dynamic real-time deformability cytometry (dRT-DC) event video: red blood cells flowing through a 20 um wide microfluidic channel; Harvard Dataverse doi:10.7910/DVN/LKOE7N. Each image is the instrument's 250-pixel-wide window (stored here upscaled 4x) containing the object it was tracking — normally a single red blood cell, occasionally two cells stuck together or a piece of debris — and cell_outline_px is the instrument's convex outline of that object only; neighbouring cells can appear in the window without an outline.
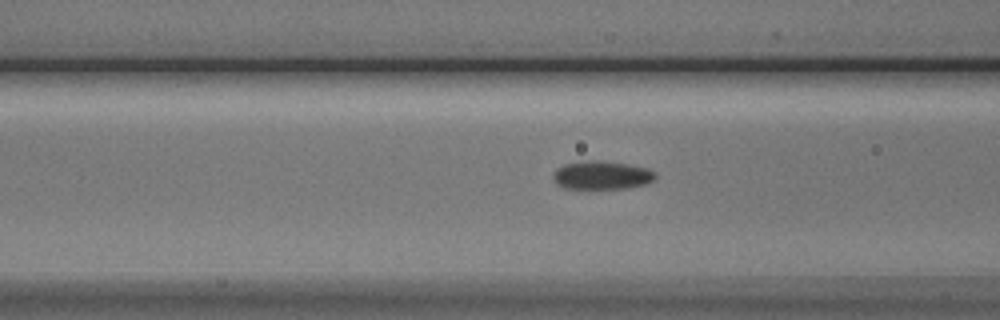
{"species": "Egyptian fruit bat (a non-hibernating species)", "species_latin": "Rousettus aegyptiacus", "temperature_condition": "cold", "stored_images_in_passage": 27, "camera_frame_rate_fps": 3000, "um_per_image_px": 0.085, "animal": {"sex": "male"}, "frame": {"image": 1, "passage_image": 5, "time_ms": 1.333, "image_size_px": [1000, 320], "cell_outline_px": [[656, 176], [648, 184], [628, 188], [564, 188], [556, 184], [552, 176], [556, 168], [564, 164], [588, 160], [596, 160], [628, 164], [648, 168], [656, 172]], "centroid_in_image_um": [51.15, 14.89], "position_along_channel_um": 115.4, "area_um2": 16.99}}
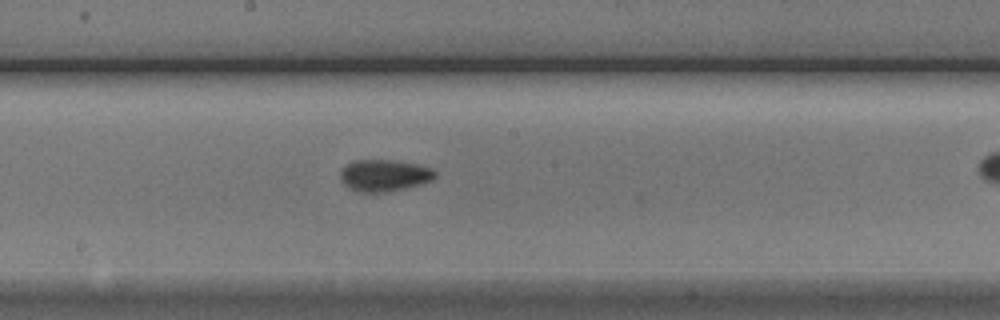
{"frame": {"image": 2, "passage_image": 13, "time_ms": 4.0, "image_size_px": [1000, 320], "cell_outline_px": [[436, 176], [432, 180], [420, 184], [404, 188], [384, 192], [356, 192], [348, 188], [340, 180], [340, 172], [348, 164], [356, 160], [396, 160], [416, 164], [432, 168], [436, 172]], "centroid_in_image_um": [32.65, 14.91], "position_along_channel_um": 215.5, "area_um2": 17.51}}
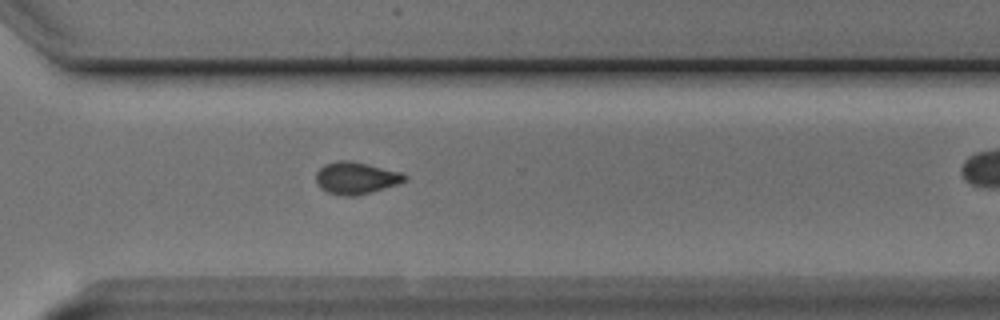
{"frame": {"image": 3, "passage_image": 23, "time_ms": 7.333, "image_size_px": [1000, 320], "cell_outline_px": [[408, 176], [404, 180], [396, 184], [372, 192], [356, 196], [344, 196], [328, 192], [320, 188], [316, 180], [316, 172], [324, 164], [336, 160], [348, 160], [404, 172]], "centroid_in_image_um": [30.25, 15.12], "position_along_channel_um": 340.4, "area_um2": 16.59}}